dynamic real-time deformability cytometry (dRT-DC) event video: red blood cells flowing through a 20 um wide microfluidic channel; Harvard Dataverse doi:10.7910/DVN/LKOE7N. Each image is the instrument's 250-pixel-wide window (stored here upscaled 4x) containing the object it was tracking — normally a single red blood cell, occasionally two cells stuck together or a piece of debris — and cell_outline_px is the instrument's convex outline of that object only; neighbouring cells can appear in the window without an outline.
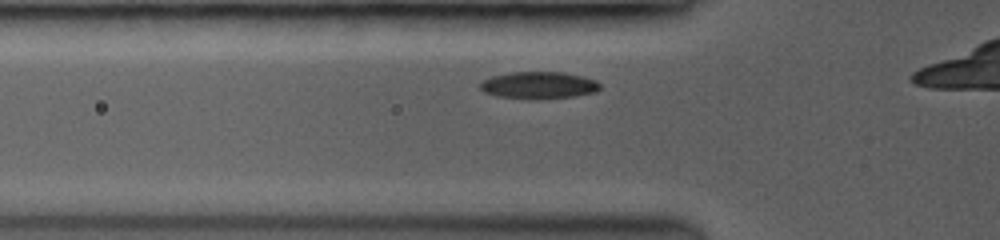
{"species": "common noctule bat (a hibernating species)", "species_latin": "Nyctalus noctula", "temperature_condition": "room temperature", "stored_images_in_passage": 24, "camera_frame_rate_fps": 3500, "um_per_image_px": 0.085, "animal": {"sex": "female", "body_mass_g": 19.0, "forearm_length_mm": 53.3}, "frame": {"image": 1, "passage_image": 3, "time_ms": 1.143, "image_size_px": [1000, 240], "cell_outline_px": [[600, 88], [596, 92], [572, 96], [500, 96], [484, 92], [480, 88], [480, 84], [484, 80], [492, 76], [512, 72], [564, 72], [596, 80], [600, 84]], "centroid_in_image_um": [45.82, 7.19], "position_along_channel_um": 80.0, "area_um2": 17.74}}
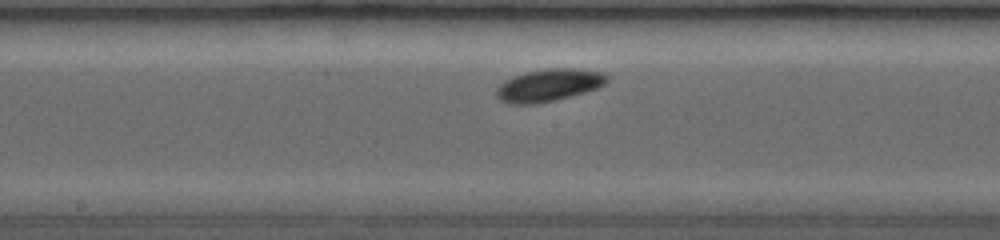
{"frame": {"image": 2, "passage_image": 12, "time_ms": 4.286, "image_size_px": [1000, 240], "cell_outline_px": [[608, 80], [604, 84], [596, 88], [584, 92], [552, 100], [528, 104], [512, 104], [500, 100], [496, 96], [496, 88], [504, 80], [512, 76], [524, 72], [544, 68], [576, 68], [604, 72], [608, 76]], "centroid_in_image_um": [46.62, 7.21], "position_along_channel_um": 201.6, "area_um2": 20.81}}
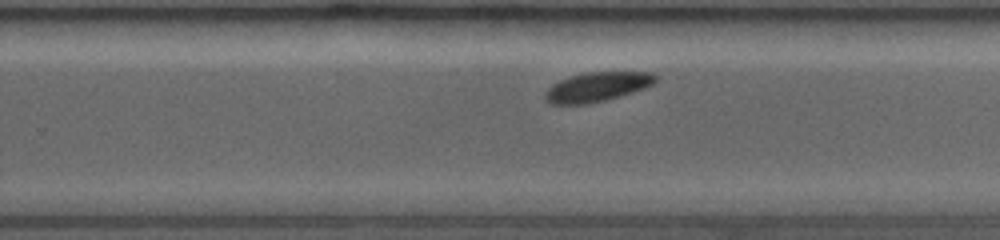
{"frame": {"image": 3, "passage_image": 22, "time_ms": 6.286, "image_size_px": [1000, 240], "cell_outline_px": [[656, 80], [652, 84], [644, 88], [632, 92], [604, 100], [584, 104], [552, 104], [548, 100], [548, 88], [560, 80], [572, 76], [588, 72], [652, 72], [656, 76]], "centroid_in_image_um": [50.81, 7.37], "position_along_channel_um": 279.0, "area_um2": 18.26}}